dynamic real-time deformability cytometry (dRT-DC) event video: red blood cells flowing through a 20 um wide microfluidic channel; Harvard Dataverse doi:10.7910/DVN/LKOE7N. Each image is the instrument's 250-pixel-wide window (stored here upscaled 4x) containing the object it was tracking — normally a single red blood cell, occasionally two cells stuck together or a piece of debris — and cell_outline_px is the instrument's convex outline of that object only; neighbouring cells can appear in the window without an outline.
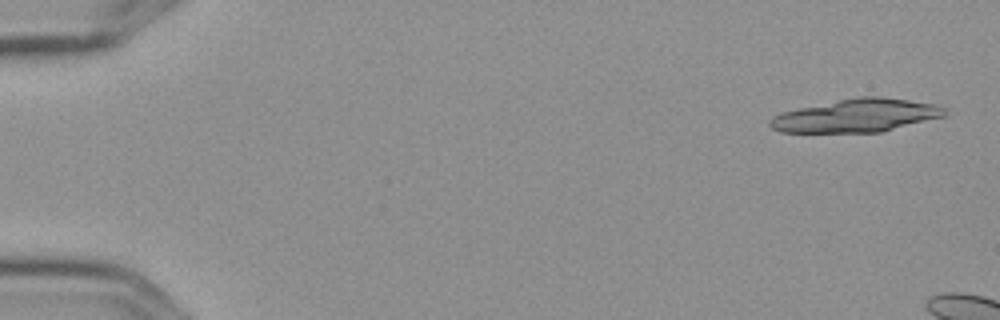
{"species": "Egyptian fruit bat (a non-hibernating species)", "species_latin": "Rousettus aegyptiacus", "temperature_condition": "cold", "stored_images_in_passage": 3, "camera_frame_rate_fps": 3000, "um_per_image_px": 0.085, "frame": {"image": 1, "passage_image": 1, "time_ms": 0.0, "image_size_px": [1000, 320], "cell_outline_px": [[948, 116], [880, 132], [780, 132], [772, 128], [768, 124], [768, 120], [772, 116], [784, 112], [800, 108], [856, 96], [880, 96], [940, 104], [948, 112]], "centroid_in_image_um": [72.87, 9.82], "position_along_channel_um": 12.1, "area_um2": 33.93}}